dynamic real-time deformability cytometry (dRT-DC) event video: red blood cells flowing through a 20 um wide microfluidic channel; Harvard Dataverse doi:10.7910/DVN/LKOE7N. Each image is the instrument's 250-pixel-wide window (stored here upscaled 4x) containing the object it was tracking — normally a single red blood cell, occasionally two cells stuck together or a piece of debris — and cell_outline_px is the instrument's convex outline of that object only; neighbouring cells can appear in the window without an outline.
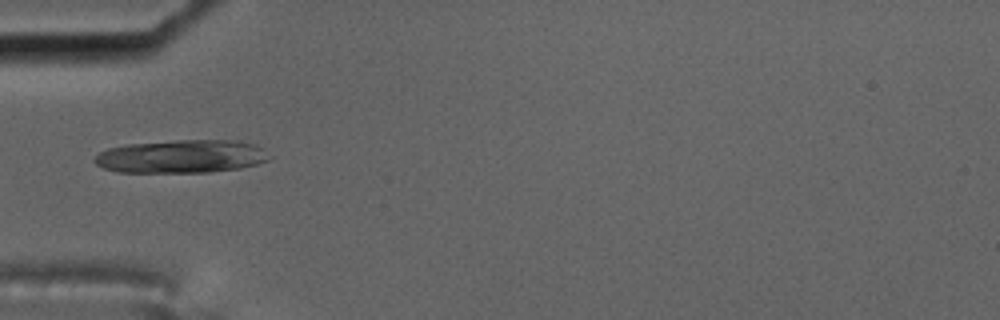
{"species": "common noctule bat (a hibernating species)", "species_latin": "Nyctalus noctula", "temperature_condition": "cold", "stored_images_in_passage": 8, "camera_frame_rate_fps": 3000, "um_per_image_px": 0.085, "animal": {"sex": "male", "body_mass_g": 17.5, "forearm_length_mm": 52.3}, "frame": {"image": 1, "passage_image": 1, "time_ms": 0.0, "image_size_px": [1000, 320], "cell_outline_px": [[272, 156], [268, 160], [256, 164], [240, 168], [208, 172], [116, 172], [104, 168], [96, 164], [92, 160], [100, 152], [108, 148], [128, 144], [176, 140], [236, 140], [256, 144]], "centroid_in_image_um": [15.43, 13.29], "position_along_channel_um": 69.6, "area_um2": 33.87}}